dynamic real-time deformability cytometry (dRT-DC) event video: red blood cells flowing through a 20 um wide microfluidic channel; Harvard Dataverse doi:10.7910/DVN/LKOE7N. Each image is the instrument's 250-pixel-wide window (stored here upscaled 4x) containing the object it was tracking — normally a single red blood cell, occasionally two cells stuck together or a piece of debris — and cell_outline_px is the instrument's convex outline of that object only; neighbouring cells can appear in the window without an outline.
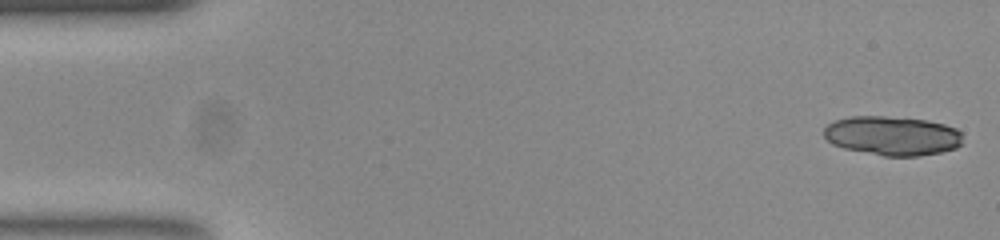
{"species": "common noctule bat (a hibernating species)", "species_latin": "Nyctalus noctula", "temperature_condition": "room temperature", "stored_images_in_passage": 52, "camera_frame_rate_fps": 3000, "um_per_image_px": 0.085, "animal": {"sex": "female", "body_mass_g": 23.0, "forearm_length_mm": 53.4}, "frame": {"image": 1, "passage_image": 1, "time_ms": 0.0, "image_size_px": [1000, 240], "cell_outline_px": [[960, 144], [956, 148], [940, 152], [916, 156], [884, 156], [844, 148], [832, 144], [824, 136], [824, 128], [828, 124], [836, 120], [852, 116], [884, 116], [928, 120], [944, 124], [956, 128], [960, 132]], "centroid_in_image_um": [75.83, 11.53], "position_along_channel_um": 9.2, "area_um2": 31.56}}
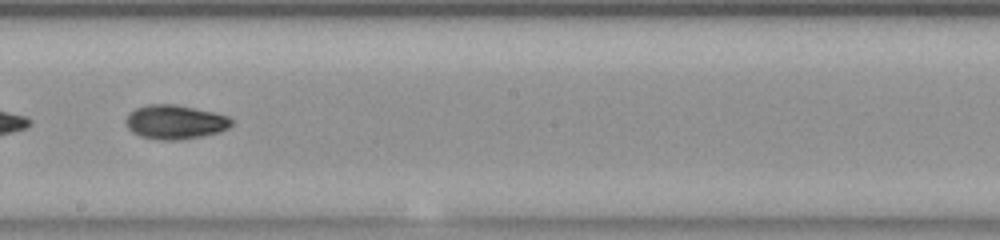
{"frame": {"image": 2, "passage_image": 29, "time_ms": 9.333, "image_size_px": [1000, 240], "cell_outline_px": [[232, 124], [228, 128], [220, 132], [204, 136], [180, 140], [160, 140], [140, 136], [132, 132], [128, 128], [124, 120], [128, 112], [136, 108], [148, 104], [176, 104], [216, 112], [228, 116], [232, 120]], "centroid_in_image_um": [14.88, 10.37], "position_along_channel_um": 233.3, "area_um2": 21.39}}
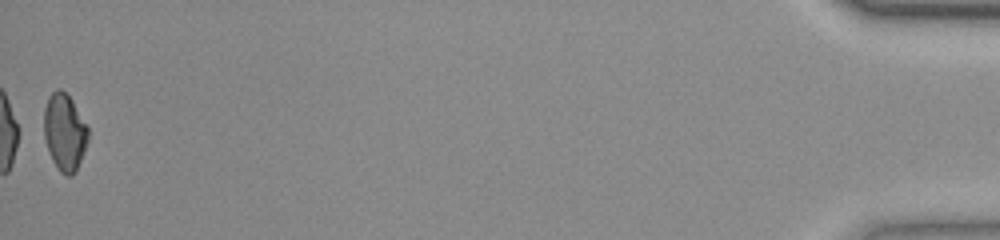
{"frame": {"image": 3, "passage_image": 52, "time_ms": 17.0, "image_size_px": [1000, 240], "cell_outline_px": [[88, 140], [76, 172], [72, 176], [68, 176], [60, 172], [52, 160], [48, 152], [44, 136], [44, 108], [48, 96], [56, 88], [60, 88], [72, 100], [88, 128]], "centroid_in_image_um": [5.47, 11.24], "position_along_channel_um": 429.7, "area_um2": 19.83}, "authors_computed_cell_mechanics": {"area_um2": 20.6346, "velocity_mm_per_s": 3.8815, "shape_relaxation_time_tau1_ms": 5.3024, "shape_relaxation_time_tau2_ms": 4.3793, "deformation_change_tau1": 0.1672, "deformation_change_tau2": 0.0687}}